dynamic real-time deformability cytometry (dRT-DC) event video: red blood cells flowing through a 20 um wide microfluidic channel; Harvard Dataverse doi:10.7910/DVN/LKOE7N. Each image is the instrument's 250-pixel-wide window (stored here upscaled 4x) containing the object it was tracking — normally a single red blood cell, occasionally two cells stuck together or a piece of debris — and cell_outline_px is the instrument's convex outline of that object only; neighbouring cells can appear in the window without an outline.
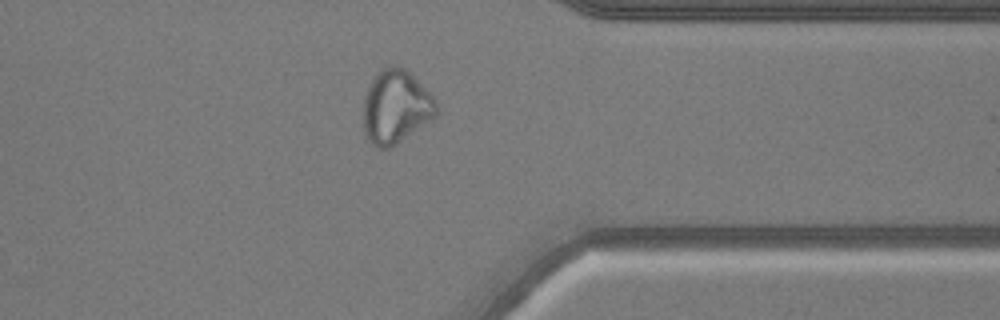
{"species": "common noctule bat (a hibernating species)", "species_latin": "Nyctalus noctula", "temperature_condition": "warm", "stored_images_in_passage": 44, "camera_frame_rate_fps": 3000, "um_per_image_px": 0.085, "animal": {"sex": "male", "body_mass_g": 20.5, "forearm_length_mm": 52.5}, "frame": {"image": 1, "passage_image": 38, "time_ms": 12.333, "image_size_px": [1000, 320], "cell_outline_px": [[440, 112], [436, 116], [388, 148], [380, 148], [372, 144], [368, 140], [364, 132], [364, 96], [368, 84], [376, 72], [388, 64], [404, 68], [436, 100]], "centroid_in_image_um": [33.62, 9.05], "position_along_channel_um": 377.8, "area_um2": 30.98}}